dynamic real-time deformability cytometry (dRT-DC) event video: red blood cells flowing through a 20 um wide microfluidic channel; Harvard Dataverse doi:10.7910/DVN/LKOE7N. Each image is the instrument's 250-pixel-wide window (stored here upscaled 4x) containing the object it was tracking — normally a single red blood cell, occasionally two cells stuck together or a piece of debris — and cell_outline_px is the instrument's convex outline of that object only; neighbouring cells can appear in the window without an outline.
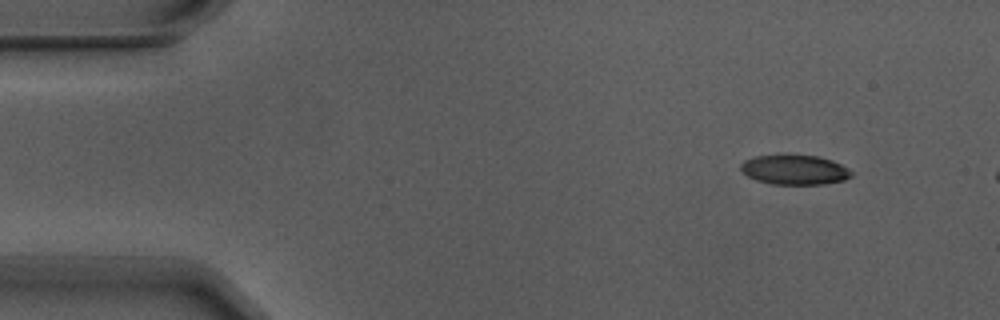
{"species": "Egyptian fruit bat (a non-hibernating species)", "species_latin": "Rousettus aegyptiacus", "temperature_condition": "warm", "stored_images_in_passage": 3, "camera_frame_rate_fps": 3000, "um_per_image_px": 0.085, "animal": {"sex": "male"}, "frame": {"image": 1, "passage_image": 1, "time_ms": 0.0, "image_size_px": [1000, 320], "cell_outline_px": [[852, 176], [844, 180], [824, 184], [772, 184], [756, 180], [748, 176], [740, 168], [740, 164], [744, 160], [756, 156], [816, 156], [832, 160], [848, 168], [852, 172]], "centroid_in_image_um": [67.55, 14.45], "position_along_channel_um": 17.4, "area_um2": 18.84}}